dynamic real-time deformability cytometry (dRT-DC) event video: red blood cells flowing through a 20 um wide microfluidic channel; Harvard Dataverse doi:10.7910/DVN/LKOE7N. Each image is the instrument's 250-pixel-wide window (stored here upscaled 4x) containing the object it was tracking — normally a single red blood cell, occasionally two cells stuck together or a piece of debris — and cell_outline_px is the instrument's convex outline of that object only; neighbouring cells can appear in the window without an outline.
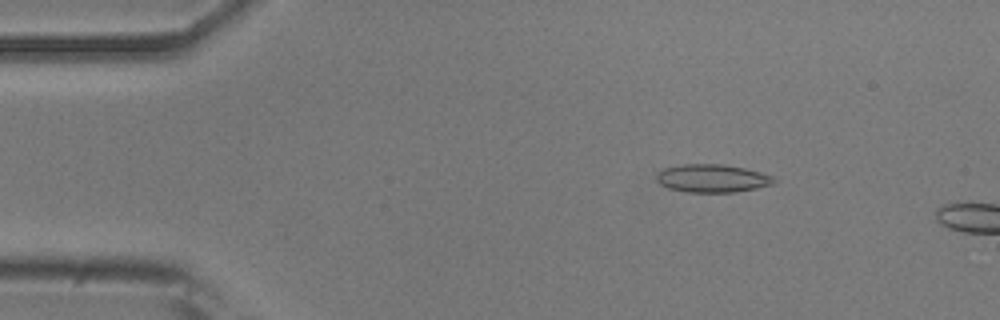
{"species": "common noctule bat (a hibernating species)", "species_latin": "Nyctalus noctula", "temperature_condition": "room temperature", "stored_images_in_passage": 6, "camera_frame_rate_fps": 3000, "um_per_image_px": 0.085, "animal": {"sex": "male", "body_mass_g": 20.5, "forearm_length_mm": 52.5}, "frame": {"image": 1, "passage_image": 2, "time_ms": 0.333, "image_size_px": [1000, 320], "cell_outline_px": [[776, 184], [736, 192], [684, 192], [668, 188], [660, 184], [656, 180], [656, 176], [664, 168], [684, 164], [724, 164], [744, 168], [760, 172], [772, 176], [776, 180]], "centroid_in_image_um": [60.56, 15.16], "position_along_channel_um": 24.4, "area_um2": 19.25}}